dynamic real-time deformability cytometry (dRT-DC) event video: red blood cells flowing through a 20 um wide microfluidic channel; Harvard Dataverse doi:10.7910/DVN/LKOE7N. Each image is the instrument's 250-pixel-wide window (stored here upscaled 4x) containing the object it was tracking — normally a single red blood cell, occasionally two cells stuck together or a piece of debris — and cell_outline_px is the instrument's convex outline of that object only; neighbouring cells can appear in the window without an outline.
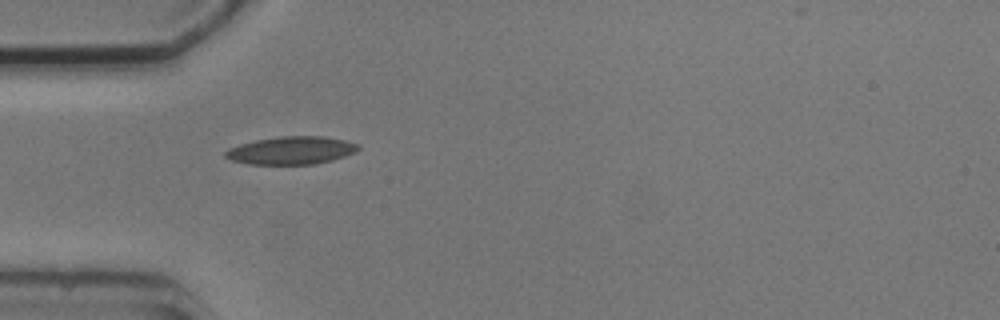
{"species": "common noctule bat (a hibernating species)", "species_latin": "Nyctalus noctula", "temperature_condition": "cold", "stored_images_in_passage": 5, "camera_frame_rate_fps": 3000, "um_per_image_px": 0.085, "animal": {"sex": "male", "body_mass_g": 20.5, "forearm_length_mm": 52.5}, "frame": {"image": 1, "passage_image": 5, "time_ms": 4.667, "image_size_px": [1000, 320], "cell_outline_px": [[360, 148], [356, 152], [332, 160], [312, 164], [248, 164], [232, 160], [224, 156], [224, 152], [228, 148], [240, 144], [256, 140], [280, 136], [324, 136], [344, 140], [360, 144]], "centroid_in_image_um": [24.77, 12.78], "position_along_channel_um": 60.2, "area_um2": 21.56}}